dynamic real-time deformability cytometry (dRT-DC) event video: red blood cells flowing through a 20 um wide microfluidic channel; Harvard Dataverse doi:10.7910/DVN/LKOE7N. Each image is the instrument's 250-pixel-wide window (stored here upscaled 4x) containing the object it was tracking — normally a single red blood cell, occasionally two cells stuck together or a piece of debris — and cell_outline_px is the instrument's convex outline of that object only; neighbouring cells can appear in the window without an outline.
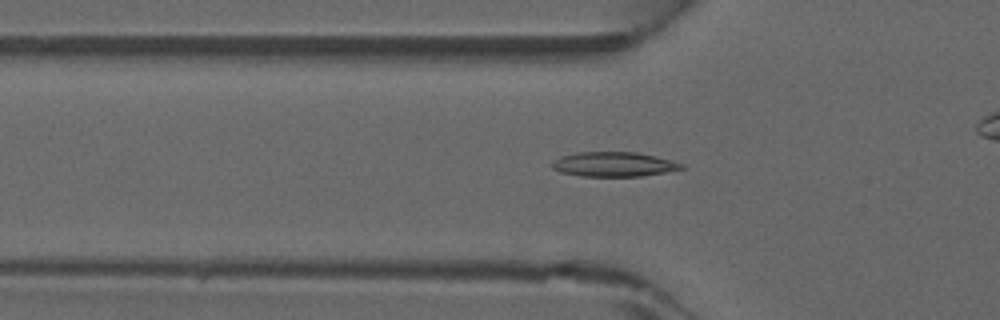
{"species": "common noctule bat (a hibernating species)", "species_latin": "Nyctalus noctula", "temperature_condition": "warm", "stored_images_in_passage": 33, "camera_frame_rate_fps": 3000, "um_per_image_px": 0.085, "animal": {"sex": "male", "forearm_length_mm": 52.5}, "frame": {"image": 1, "passage_image": 9, "time_ms": 2.667, "image_size_px": [1000, 320], "cell_outline_px": [[688, 168], [640, 176], [580, 176], [560, 172], [552, 168], [552, 160], [560, 156], [576, 152], [636, 152], [672, 160], [684, 164]], "centroid_in_image_um": [52.16, 13.96], "position_along_channel_um": 73.6, "area_um2": 18.67}}
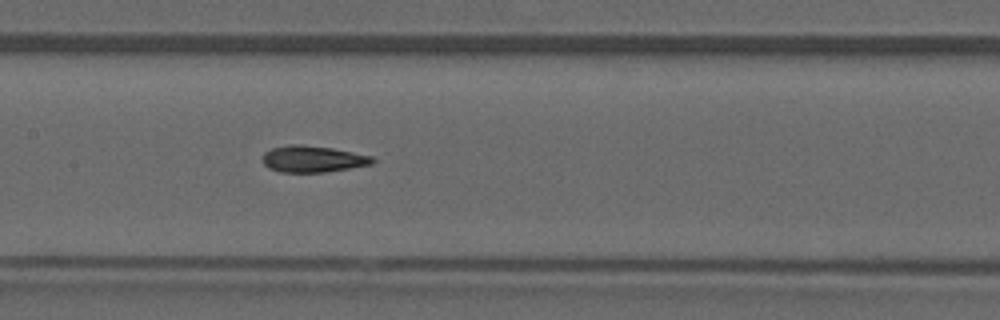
{"frame": {"image": 2, "passage_image": 16, "time_ms": 5.0, "image_size_px": [1000, 320], "cell_outline_px": [[376, 160], [372, 164], [324, 172], [280, 172], [268, 168], [264, 164], [264, 152], [272, 148], [292, 144], [300, 144], [332, 148], [372, 156]], "centroid_in_image_um": [26.58, 13.51], "position_along_channel_um": 180.8, "area_um2": 16.82}}
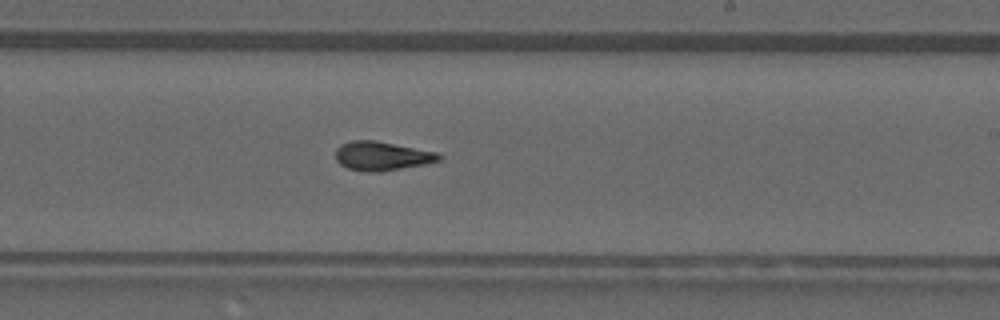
{"frame": {"image": 3, "passage_image": 21, "time_ms": 6.667, "image_size_px": [1000, 320], "cell_outline_px": [[444, 156], [440, 160], [424, 164], [380, 172], [364, 172], [348, 168], [340, 164], [336, 160], [336, 148], [340, 144], [352, 140], [376, 140], [436, 152]], "centroid_in_image_um": [32.44, 13.26], "position_along_channel_um": 256.6, "area_um2": 17.51}}